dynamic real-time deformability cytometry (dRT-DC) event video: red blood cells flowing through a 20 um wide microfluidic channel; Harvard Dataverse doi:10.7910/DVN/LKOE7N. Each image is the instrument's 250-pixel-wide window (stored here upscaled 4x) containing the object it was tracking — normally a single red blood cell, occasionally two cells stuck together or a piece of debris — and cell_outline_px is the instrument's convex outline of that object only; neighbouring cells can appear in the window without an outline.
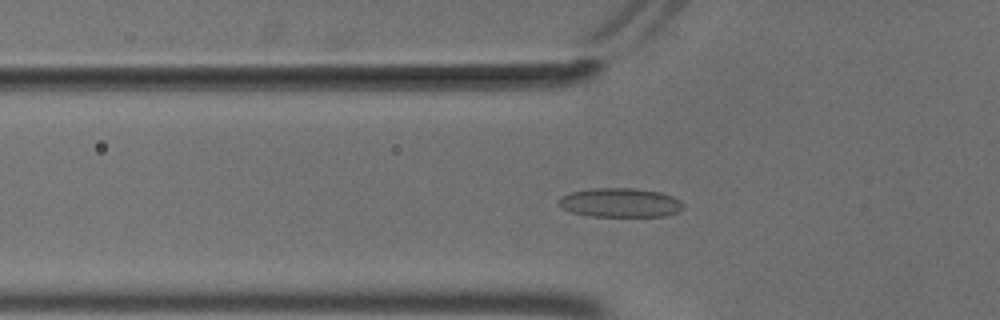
{"species": "common noctule bat (a hibernating species)", "species_latin": "Nyctalus noctula", "temperature_condition": "cold", "stored_images_in_passage": 56, "camera_frame_rate_fps": 3000, "um_per_image_px": 0.085, "animal": {"sex": "male", "body_mass_g": 18.8}, "frame": {"image": 1, "passage_image": 20, "time_ms": 6.333, "image_size_px": [1000, 320], "cell_outline_px": [[684, 208], [680, 212], [664, 216], [588, 216], [572, 212], [564, 208], [560, 204], [560, 200], [564, 196], [572, 192], [592, 188], [636, 188], [660, 192], [672, 196], [680, 200], [684, 204]], "centroid_in_image_um": [52.8, 17.23], "position_along_channel_um": 73.0, "area_um2": 21.04}}
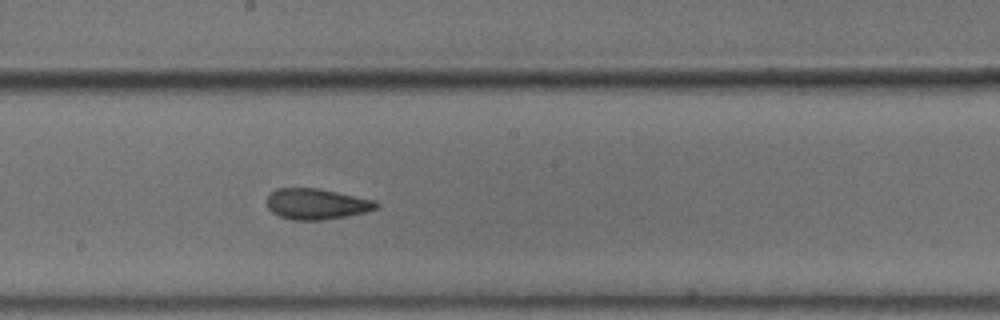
{"frame": {"image": 2, "passage_image": 32, "time_ms": 10.333, "image_size_px": [1000, 320], "cell_outline_px": [[380, 204], [376, 208], [364, 212], [344, 216], [320, 220], [292, 220], [280, 216], [272, 212], [268, 208], [268, 196], [276, 188], [320, 188], [376, 200]], "centroid_in_image_um": [26.91, 17.32], "position_along_channel_um": 221.3, "area_um2": 19.54}}
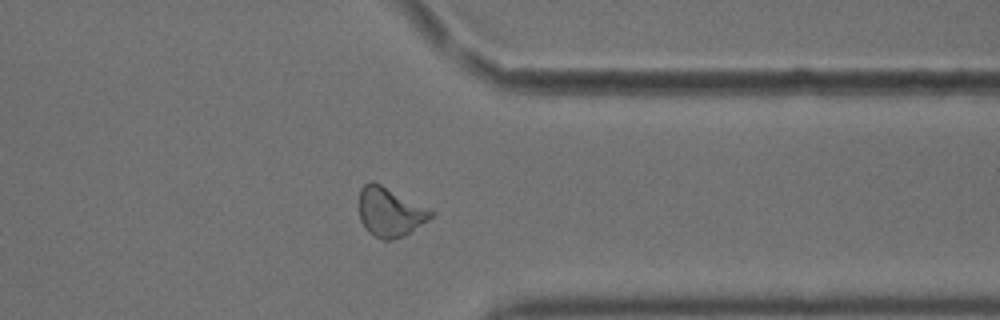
{"frame": {"image": 3, "passage_image": 45, "time_ms": 14.667, "image_size_px": [1000, 320], "cell_outline_px": [[436, 216], [404, 236], [392, 240], [384, 240], [368, 232], [360, 220], [360, 188], [368, 180], [372, 180], [436, 212]], "centroid_in_image_um": [33.17, 18.03], "position_along_channel_um": 378.2, "area_um2": 20.63}, "authors_computed_cell_mechanics": {"area_um2": 20.6346, "velocity_mm_per_s": 3.6916, "shape_relaxation_time_tau1_ms": 7.7734, "shape_relaxation_time_tau2_ms": 2.3601, "deformation_change_tau1": 0.1232, "deformation_change_tau2": 0.0812}}